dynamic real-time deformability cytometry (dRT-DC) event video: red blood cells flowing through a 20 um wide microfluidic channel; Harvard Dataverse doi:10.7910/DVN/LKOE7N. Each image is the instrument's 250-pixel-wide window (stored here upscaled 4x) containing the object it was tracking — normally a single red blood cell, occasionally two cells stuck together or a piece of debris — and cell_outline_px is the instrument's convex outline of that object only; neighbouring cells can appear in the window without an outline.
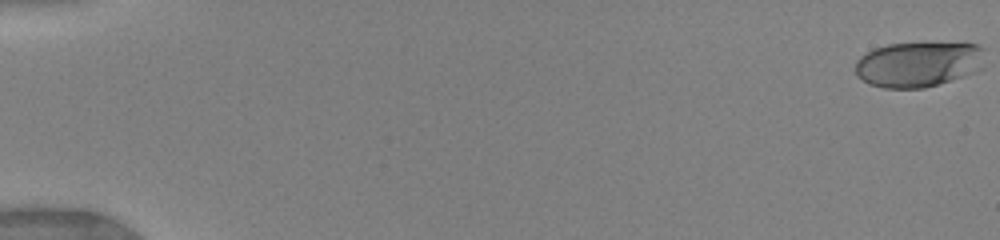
{"species": "human", "species_latin": "Homo sapiens", "temperature_condition": "warm", "stored_images_in_passage": 34, "camera_frame_rate_fps": 3000, "um_per_image_px": 0.085, "donor": {"sex": "female"}, "frame": {"image": 1, "passage_image": 1, "time_ms": 0.0, "image_size_px": [1000, 240], "cell_outline_px": [[984, 68], [976, 72], [964, 76], [924, 88], [884, 88], [868, 84], [856, 76], [856, 60], [860, 56], [872, 48], [888, 44], [964, 40], [976, 44], [984, 48]], "centroid_in_image_um": [78.13, 5.41], "position_along_channel_um": 6.9, "area_um2": 35.6}}
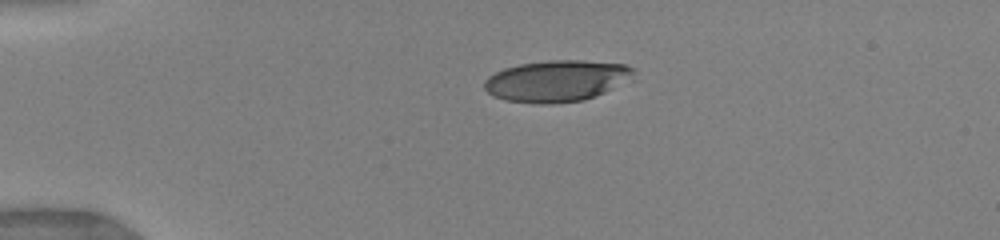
{"frame": {"image": 2, "passage_image": 14, "time_ms": 4.0, "image_size_px": [1000, 240], "cell_outline_px": [[636, 80], [584, 100], [552, 104], [536, 104], [504, 100], [492, 96], [484, 88], [484, 80], [488, 76], [504, 68], [520, 64], [548, 60], [580, 60], [628, 64], [636, 68]], "centroid_in_image_um": [47.41, 6.87], "position_along_channel_um": 37.6, "area_um2": 36.88}}